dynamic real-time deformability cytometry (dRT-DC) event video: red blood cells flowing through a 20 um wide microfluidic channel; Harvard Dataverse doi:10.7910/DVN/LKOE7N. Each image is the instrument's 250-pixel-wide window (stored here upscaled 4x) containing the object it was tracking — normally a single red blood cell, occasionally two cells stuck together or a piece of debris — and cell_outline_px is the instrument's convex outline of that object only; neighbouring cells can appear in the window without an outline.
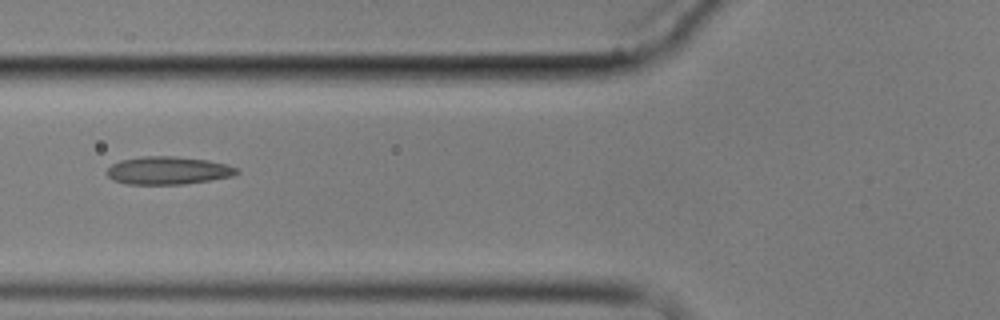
{"species": "common noctule bat (a hibernating species)", "species_latin": "Nyctalus noctula", "temperature_condition": "cold", "stored_images_in_passage": 9, "camera_frame_rate_fps": 3000, "um_per_image_px": 0.085, "animal": {"sex": "male", "body_mass_g": 17.9}, "frame": {"image": 1, "passage_image": 6, "time_ms": 6.0, "image_size_px": [1000, 320], "cell_outline_px": [[240, 172], [232, 176], [184, 184], [128, 184], [112, 180], [104, 172], [112, 164], [120, 160], [144, 156], [172, 156], [208, 160], [228, 164], [236, 168]], "centroid_in_image_um": [14.25, 14.49], "position_along_channel_um": 111.5, "area_um2": 21.1}}
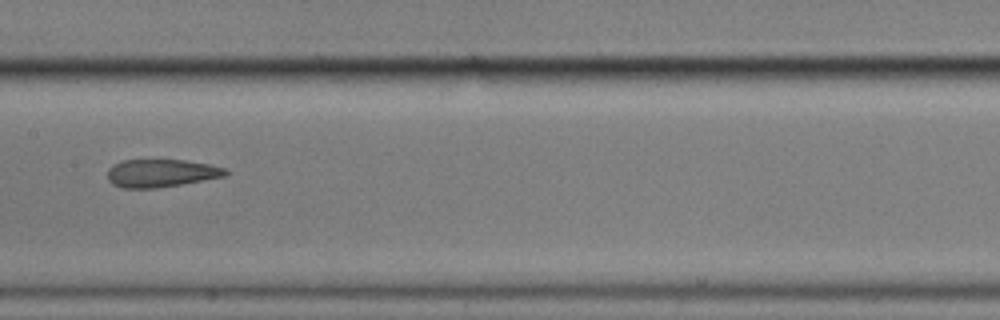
{"frame": {"image": 2, "passage_image": 8, "time_ms": 8.333, "image_size_px": [1000, 320], "cell_outline_px": [[228, 172], [224, 176], [160, 188], [124, 188], [112, 184], [108, 180], [108, 168], [112, 164], [124, 160], [184, 160], [208, 164], [224, 168]], "centroid_in_image_um": [13.64, 14.72], "position_along_channel_um": 193.8, "area_um2": 19.07}}
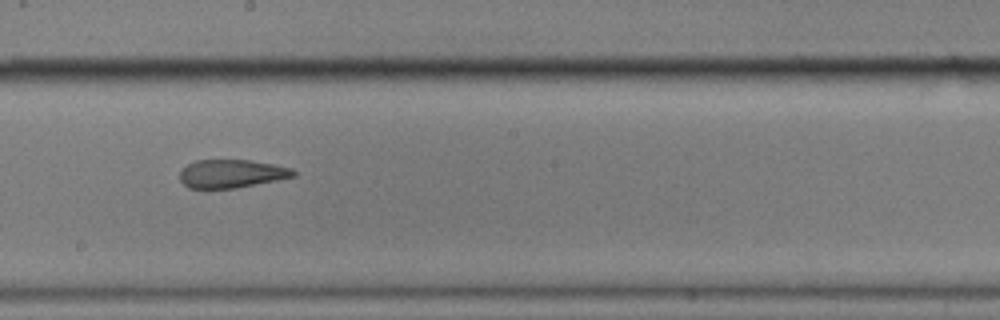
{"frame": {"image": 3, "passage_image": 9, "time_ms": 9.333, "image_size_px": [1000, 320], "cell_outline_px": [[296, 176], [236, 188], [188, 188], [180, 180], [180, 172], [188, 164], [196, 160], [252, 160], [292, 168], [296, 172]], "centroid_in_image_um": [19.69, 14.76], "position_along_channel_um": 228.5, "area_um2": 18.61}}